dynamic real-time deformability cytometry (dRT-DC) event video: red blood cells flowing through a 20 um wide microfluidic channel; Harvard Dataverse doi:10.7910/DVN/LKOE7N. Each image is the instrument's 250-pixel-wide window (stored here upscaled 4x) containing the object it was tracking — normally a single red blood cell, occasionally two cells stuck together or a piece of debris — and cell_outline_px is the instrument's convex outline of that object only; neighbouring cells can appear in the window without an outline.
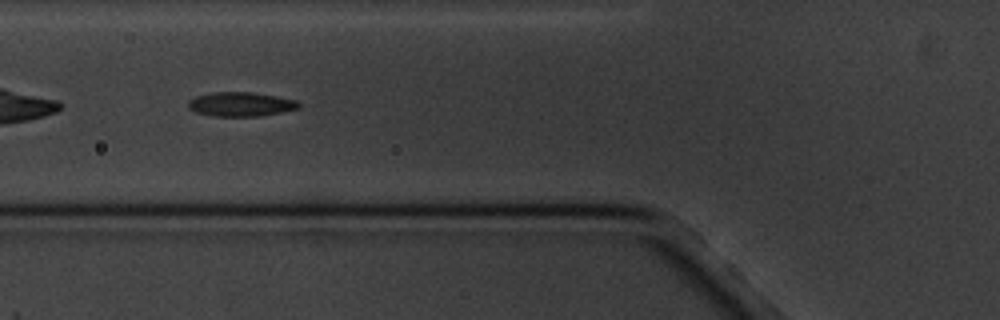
{"species": "common noctule bat (a hibernating species)", "species_latin": "Nyctalus noctula", "temperature_condition": "cold", "stored_images_in_passage": 6, "camera_frame_rate_fps": 3000, "um_per_image_px": 0.085, "animal": {"sex": "male", "body_mass_g": 20.1, "forearm_length_mm": 53.5}, "frame": {"image": 1, "passage_image": 5, "time_ms": 5.667, "image_size_px": [1000, 320], "cell_outline_px": [[300, 108], [280, 112], [256, 116], [212, 116], [196, 112], [188, 108], [188, 100], [196, 96], [212, 92], [252, 92], [276, 96], [296, 100], [300, 104]], "centroid_in_image_um": [20.43, 8.85], "position_along_channel_um": 105.4, "area_um2": 15.55}}
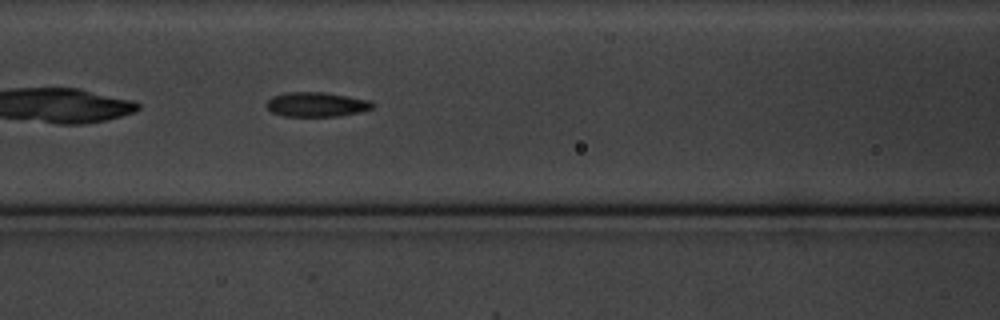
{"frame": {"image": 2, "passage_image": 6, "time_ms": 6.667, "image_size_px": [1000, 320], "cell_outline_px": [[372, 108], [356, 112], [336, 116], [284, 116], [272, 112], [268, 108], [268, 100], [272, 96], [284, 92], [324, 92], [368, 100], [372, 104]], "centroid_in_image_um": [26.83, 8.87], "position_along_channel_um": 139.8, "area_um2": 14.8}}